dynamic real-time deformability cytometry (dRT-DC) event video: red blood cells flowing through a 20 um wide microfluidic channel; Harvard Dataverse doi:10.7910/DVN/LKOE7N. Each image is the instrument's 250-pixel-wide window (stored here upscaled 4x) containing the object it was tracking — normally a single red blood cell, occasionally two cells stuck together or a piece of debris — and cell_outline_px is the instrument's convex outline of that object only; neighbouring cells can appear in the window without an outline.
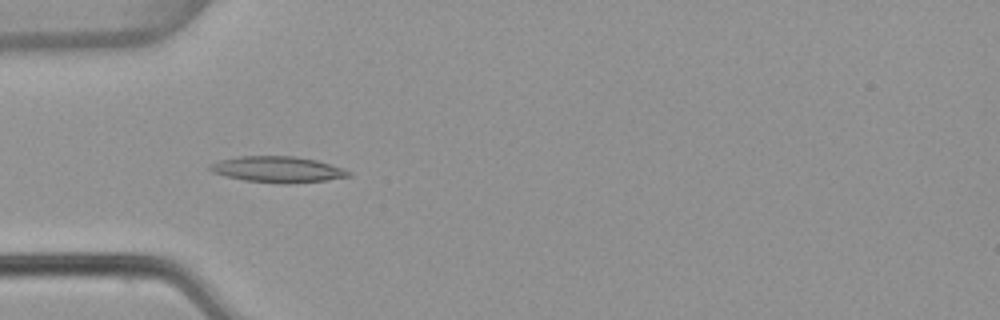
{"species": "common noctule bat (a hibernating species)", "species_latin": "Nyctalus noctula", "temperature_condition": "warm", "stored_images_in_passage": 5, "camera_frame_rate_fps": 3000, "um_per_image_px": 0.085, "animal": {"sex": "female", "body_mass_g": 22.7, "forearm_length_mm": 54.2}, "frame": {"image": 1, "passage_image": 5, "time_ms": 1.333, "image_size_px": [1000, 320], "cell_outline_px": [[352, 176], [324, 180], [288, 184], [280, 184], [244, 180], [224, 176], [212, 172], [208, 168], [208, 164], [220, 160], [240, 156], [292, 156], [316, 160], [344, 168], [352, 172]], "centroid_in_image_um": [23.59, 14.4], "position_along_channel_um": 61.4, "area_um2": 21.15}}